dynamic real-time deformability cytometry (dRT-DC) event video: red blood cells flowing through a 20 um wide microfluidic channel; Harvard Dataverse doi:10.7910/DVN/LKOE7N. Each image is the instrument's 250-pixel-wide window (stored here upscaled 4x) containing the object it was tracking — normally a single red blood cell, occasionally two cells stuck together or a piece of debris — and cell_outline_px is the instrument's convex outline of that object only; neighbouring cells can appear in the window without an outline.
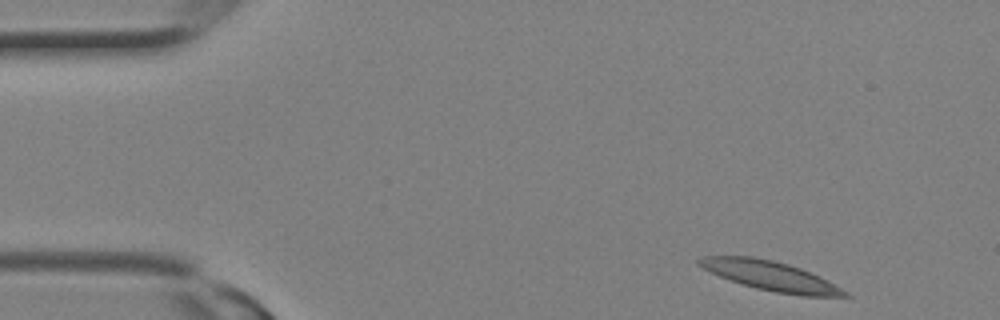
{"species": "Egyptian fruit bat (a non-hibernating species)", "species_latin": "Rousettus aegyptiacus", "temperature_condition": "room temperature", "stored_images_in_passage": 26, "camera_frame_rate_fps": 3000, "um_per_image_px": 0.085, "animal": {"sex": "female"}, "frame": {"image": 1, "passage_image": 1, "time_ms": 0.0, "image_size_px": [1000, 320], "cell_outline_px": [[852, 296], [804, 296], [776, 292], [756, 288], [740, 284], [720, 276], [696, 264], [696, 260], [700, 256], [752, 256], [772, 260], [788, 264], [800, 268], [820, 276], [828, 280], [848, 292]], "centroid_in_image_um": [65.49, 23.44], "position_along_channel_um": 19.5, "area_um2": 24.91}}
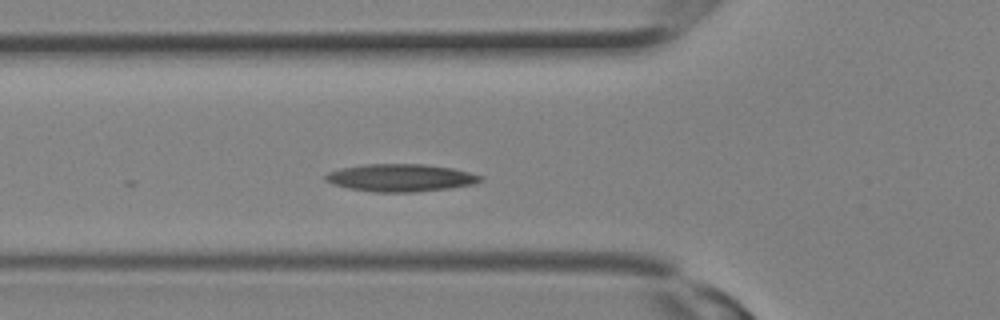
{"frame": {"image": 2, "passage_image": 8, "time_ms": 2.333, "image_size_px": [1000, 320], "cell_outline_px": [[484, 180], [476, 184], [448, 188], [412, 192], [372, 192], [348, 188], [332, 184], [324, 180], [324, 176], [328, 172], [340, 168], [364, 164], [424, 164], [452, 168], [484, 176]], "centroid_in_image_um": [34.04, 15.11], "position_along_channel_um": 91.8, "area_um2": 25.03}}
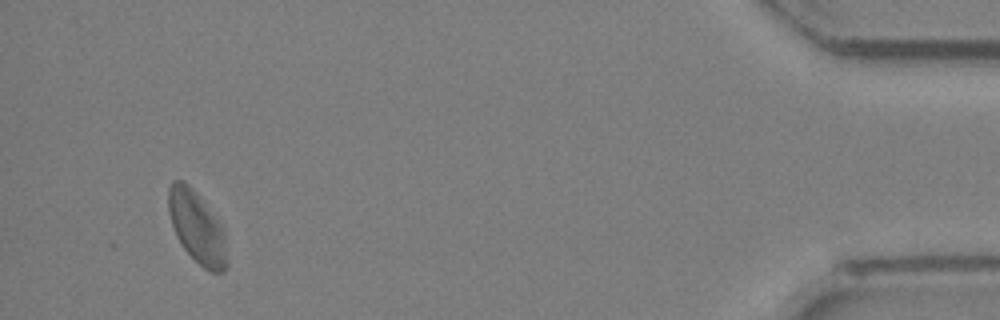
{"frame": {"image": 3, "passage_image": 25, "time_ms": 8.0, "image_size_px": [1000, 320], "cell_outline_px": [[228, 264], [224, 272], [212, 272], [204, 268], [184, 248], [176, 236], [168, 212], [168, 188], [172, 180], [184, 180], [192, 188], [220, 224], [228, 260]], "centroid_in_image_um": [16.71, 19.31], "position_along_channel_um": 418.5, "area_um2": 23.93}}